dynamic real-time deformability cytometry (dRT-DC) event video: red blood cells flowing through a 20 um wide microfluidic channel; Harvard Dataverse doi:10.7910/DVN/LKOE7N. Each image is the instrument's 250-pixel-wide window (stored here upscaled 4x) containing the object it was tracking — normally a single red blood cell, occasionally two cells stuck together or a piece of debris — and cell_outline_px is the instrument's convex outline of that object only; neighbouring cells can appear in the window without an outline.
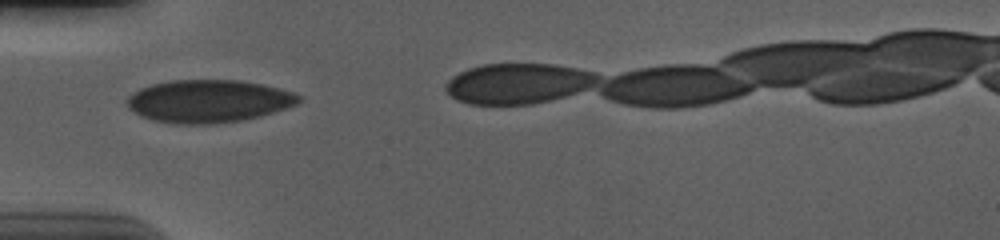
{"species": "human", "species_latin": "Homo sapiens", "temperature_condition": "cold", "stored_images_in_passage": 11, "camera_frame_rate_fps": 3000, "um_per_image_px": 0.085, "donor": {"sex": "male"}, "frame": {"image": 1, "passage_image": 4, "time_ms": 1.0, "image_size_px": [1000, 240], "cell_outline_px": [[300, 100], [296, 104], [260, 116], [240, 120], [212, 124], [172, 124], [152, 120], [140, 116], [128, 108], [124, 100], [128, 96], [140, 88], [152, 84], [172, 80], [240, 80], [280, 88], [292, 92], [300, 96]], "centroid_in_image_um": [17.66, 8.6], "position_along_channel_um": 67.3, "area_um2": 42.77}}
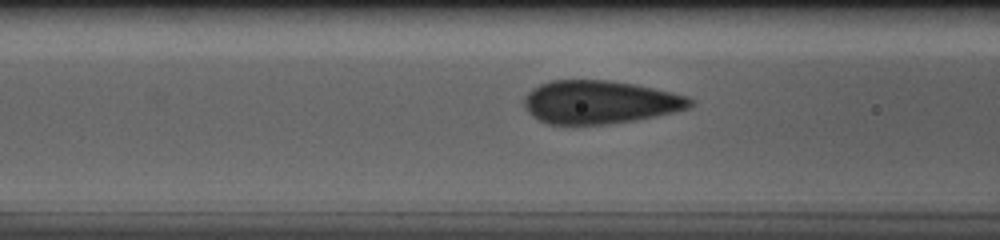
{"frame": {"image": 2, "passage_image": 8, "time_ms": 2.333, "image_size_px": [1000, 240], "cell_outline_px": [[696, 104], [692, 108], [656, 116], [636, 120], [608, 124], [548, 124], [532, 116], [528, 112], [524, 104], [524, 96], [532, 88], [540, 84], [552, 80], [604, 80], [632, 84], [672, 92], [688, 96], [696, 100]], "centroid_in_image_um": [51.02, 8.68], "position_along_channel_um": 115.6, "area_um2": 41.96}}